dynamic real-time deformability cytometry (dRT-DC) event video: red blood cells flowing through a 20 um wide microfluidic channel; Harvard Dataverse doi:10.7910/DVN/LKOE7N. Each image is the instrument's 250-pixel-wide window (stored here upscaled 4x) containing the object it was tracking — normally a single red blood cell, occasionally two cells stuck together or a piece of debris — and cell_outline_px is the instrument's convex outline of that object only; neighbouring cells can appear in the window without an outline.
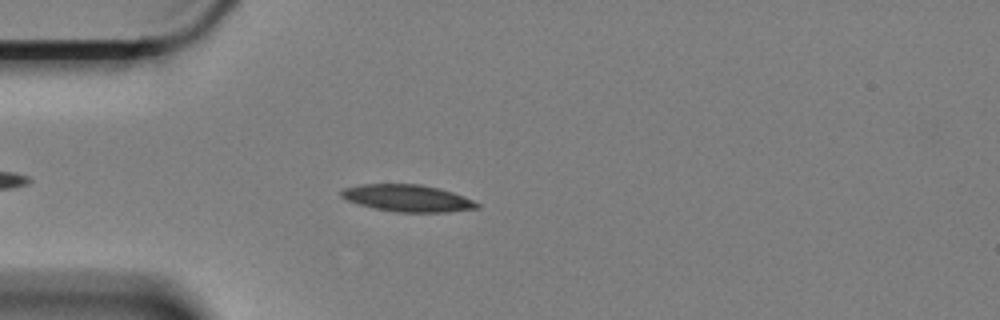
{"species": "Egyptian fruit bat (a non-hibernating species)", "species_latin": "Rousettus aegyptiacus", "temperature_condition": "cold", "stored_images_in_passage": 46, "camera_frame_rate_fps": 3000, "um_per_image_px": 0.085, "animal": {"sex": "female"}, "frame": {"image": 1, "passage_image": 7, "time_ms": 2.0, "image_size_px": [1000, 320], "cell_outline_px": [[480, 208], [448, 212], [396, 212], [376, 208], [360, 204], [348, 200], [340, 196], [340, 192], [344, 188], [360, 184], [420, 184], [440, 188], [464, 196], [480, 204]], "centroid_in_image_um": [34.67, 16.84], "position_along_channel_um": 50.3, "area_um2": 21.27}}
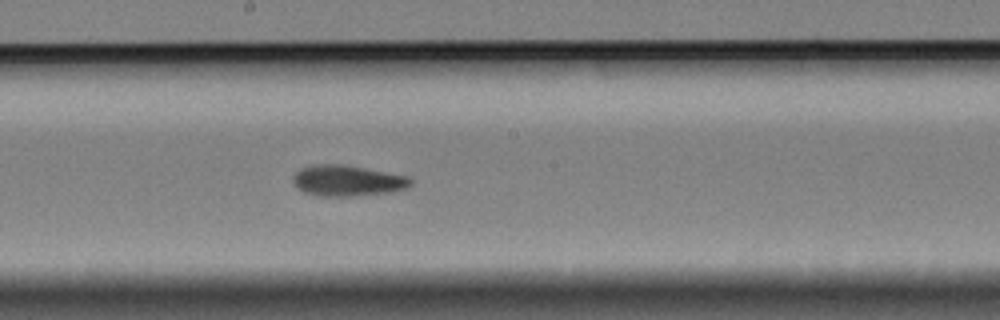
{"frame": {"image": 2, "passage_image": 23, "time_ms": 7.333, "image_size_px": [1000, 320], "cell_outline_px": [[412, 184], [408, 188], [392, 192], [352, 196], [316, 196], [304, 192], [296, 188], [292, 180], [292, 176], [300, 168], [316, 164], [344, 164], [408, 176], [412, 180]], "centroid_in_image_um": [29.51, 15.36], "position_along_channel_um": 218.7, "area_um2": 21.44}}
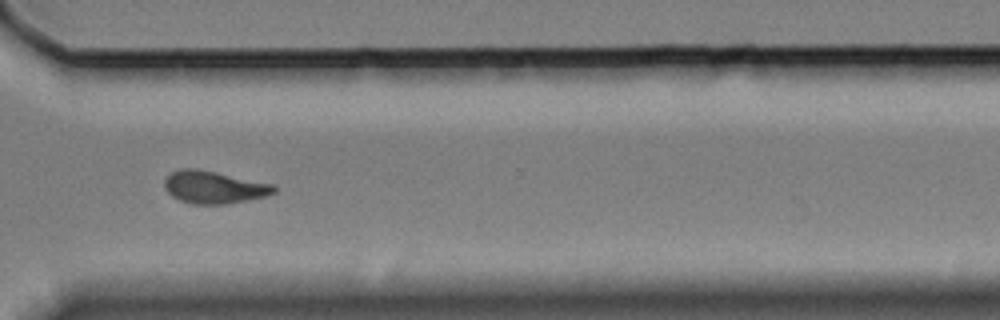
{"frame": {"image": 3, "passage_image": 35, "time_ms": 11.333, "image_size_px": [1000, 320], "cell_outline_px": [[276, 192], [268, 196], [228, 204], [192, 204], [180, 200], [172, 196], [164, 188], [164, 180], [172, 172], [180, 168], [196, 168], [216, 172], [272, 184], [276, 188]], "centroid_in_image_um": [18.18, 15.92], "position_along_channel_um": 352.4, "area_um2": 20.75}}